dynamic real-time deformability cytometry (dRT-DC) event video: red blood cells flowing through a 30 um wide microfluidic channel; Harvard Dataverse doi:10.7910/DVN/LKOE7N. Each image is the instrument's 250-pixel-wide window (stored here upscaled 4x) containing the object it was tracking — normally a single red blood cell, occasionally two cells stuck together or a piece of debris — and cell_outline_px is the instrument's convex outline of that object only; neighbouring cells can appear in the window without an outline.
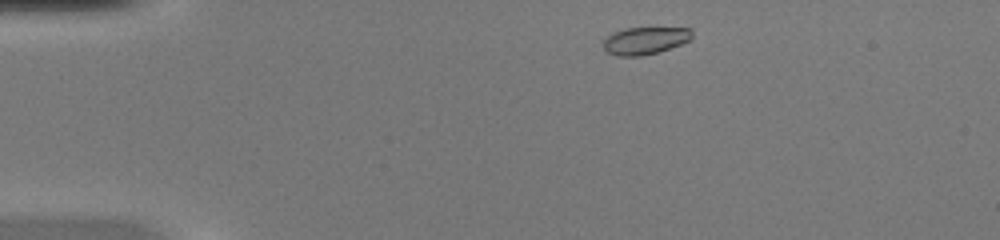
{"species": "common noctule bat (a hibernating species)", "species_latin": "Nyctalus noctula", "temperature_condition": "warm", "stored_images_in_passage": 43, "camera_frame_rate_fps": 3000, "um_per_image_px": 0.085, "animal": {"sex": "female", "body_mass_g": 20.0, "forearm_length_mm": 54.0}, "frame": {"image": 1, "passage_image": 2, "time_ms": 0.333, "image_size_px": [1000, 240], "cell_outline_px": [[692, 40], [660, 52], [640, 56], [616, 56], [608, 52], [604, 48], [604, 40], [612, 32], [624, 28], [692, 28]], "centroid_in_image_um": [54.86, 3.45], "position_along_channel_um": 30.1, "area_um2": 14.28}}
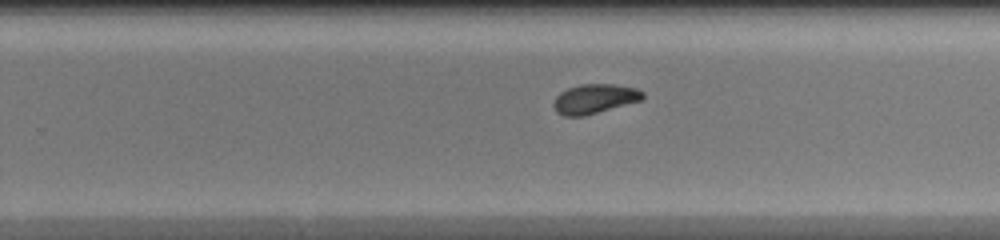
{"frame": {"image": 2, "passage_image": 25, "time_ms": 8.0, "image_size_px": [1000, 240], "cell_outline_px": [[644, 96], [640, 100], [584, 116], [564, 116], [556, 112], [552, 104], [556, 96], [560, 92], [568, 88], [580, 84], [612, 84], [636, 88], [644, 92]], "centroid_in_image_um": [50.49, 8.39], "position_along_channel_um": 279.3, "area_um2": 15.2}}
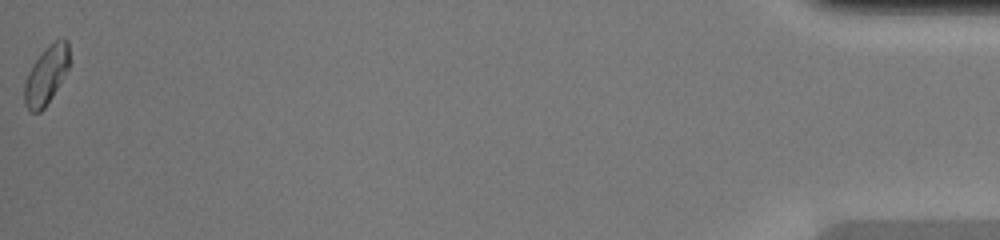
{"frame": {"image": 3, "passage_image": 43, "time_ms": 14.0, "image_size_px": [1000, 240], "cell_outline_px": [[68, 68], [64, 76], [52, 96], [44, 108], [40, 112], [32, 112], [24, 104], [24, 84], [28, 72], [32, 64], [44, 48], [48, 44], [56, 40], [68, 40]], "centroid_in_image_um": [3.9, 6.39], "position_along_channel_um": 431.3, "area_um2": 15.03}, "authors_computed_cell_mechanics": {"area_um2": 15.317, "velocity_mm_per_s": 4.1228, "shape_relaxation_time_tau1_ms": 4.2851, "shape_relaxation_time_tau2_ms": 1.469, "deformation_change_tau1": 0.1527, "deformation_change_tau2": 0.0501}}